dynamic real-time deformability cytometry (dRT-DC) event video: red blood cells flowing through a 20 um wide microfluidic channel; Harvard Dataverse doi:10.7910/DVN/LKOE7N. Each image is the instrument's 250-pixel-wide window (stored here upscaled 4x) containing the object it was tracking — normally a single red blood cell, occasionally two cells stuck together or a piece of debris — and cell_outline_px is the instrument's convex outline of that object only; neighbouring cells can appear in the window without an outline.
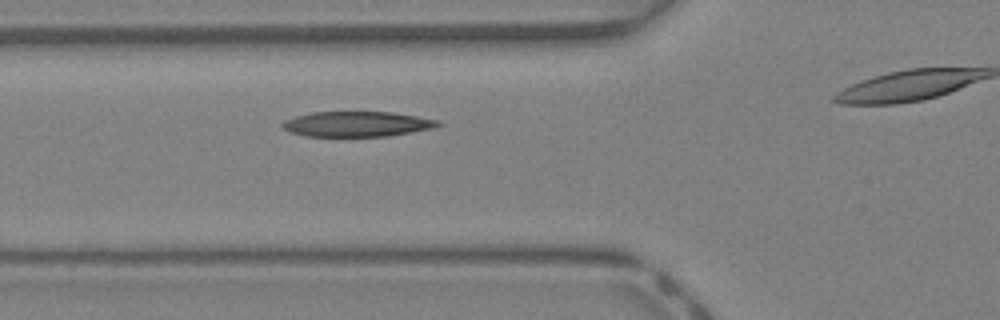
{"species": "Egyptian fruit bat (a non-hibernating species)", "species_latin": "Rousettus aegyptiacus", "temperature_condition": "warm", "stored_images_in_passage": 26, "camera_frame_rate_fps": 3000, "um_per_image_px": 0.085, "animal": {"sex": "female"}, "frame": {"image": 1, "passage_image": 7, "time_ms": 2.0, "image_size_px": [1000, 320], "cell_outline_px": [[444, 124], [432, 128], [388, 136], [308, 136], [292, 132], [284, 128], [280, 124], [284, 120], [296, 116], [312, 112], [392, 112], [440, 120]], "centroid_in_image_um": [30.37, 10.53], "position_along_channel_um": 95.4, "area_um2": 22.72}}
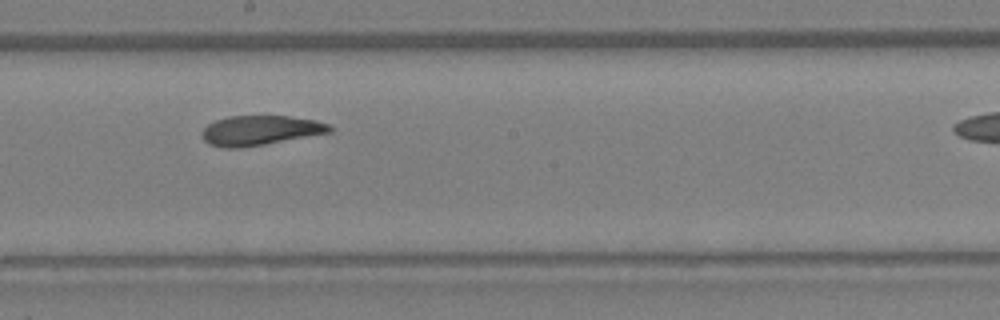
{"frame": {"image": 2, "passage_image": 15, "time_ms": 4.667, "image_size_px": [1000, 320], "cell_outline_px": [[336, 128], [332, 132], [264, 144], [240, 148], [228, 148], [208, 144], [204, 140], [200, 132], [208, 124], [216, 120], [228, 116], [288, 116], [316, 120], [328, 124]], "centroid_in_image_um": [22.13, 11.08], "position_along_channel_um": 226.1, "area_um2": 22.14}}
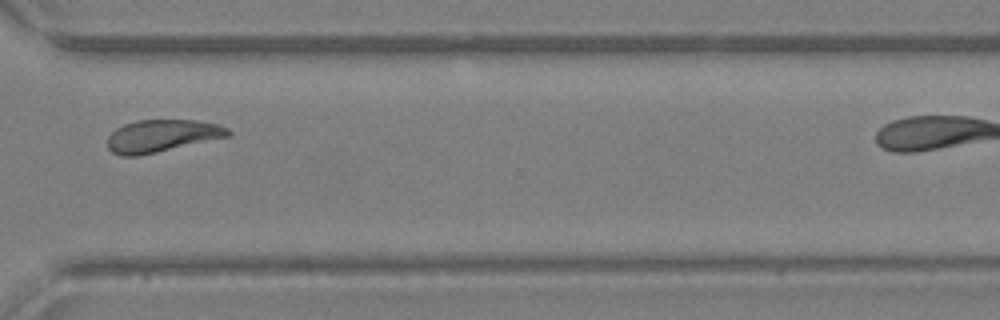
{"frame": {"image": 3, "passage_image": 23, "time_ms": 7.333, "image_size_px": [1000, 320], "cell_outline_px": [[232, 132], [228, 136], [156, 152], [136, 156], [120, 156], [112, 152], [108, 148], [108, 136], [116, 128], [124, 124], [136, 120], [196, 120], [216, 124], [228, 128]], "centroid_in_image_um": [13.72, 11.54], "position_along_channel_um": 356.9, "area_um2": 22.48}}